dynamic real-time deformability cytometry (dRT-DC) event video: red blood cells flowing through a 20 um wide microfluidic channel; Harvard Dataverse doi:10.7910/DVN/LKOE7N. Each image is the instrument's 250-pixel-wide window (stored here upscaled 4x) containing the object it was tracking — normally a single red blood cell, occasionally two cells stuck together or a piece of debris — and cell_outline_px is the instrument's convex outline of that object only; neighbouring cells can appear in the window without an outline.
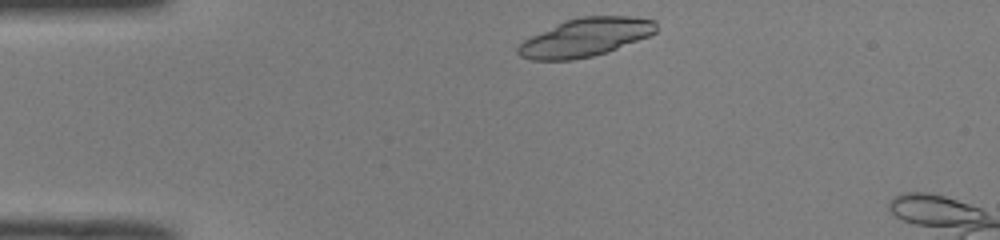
{"species": "common noctule bat (a hibernating species)", "species_latin": "Nyctalus noctula", "temperature_condition": "room temperature", "stored_images_in_passage": 36, "camera_frame_rate_fps": 3000, "um_per_image_px": 0.085, "animal": {"sex": "male", "body_mass_g": 19.0, "forearm_length_mm": 50.8}, "frame": {"image": 1, "passage_image": 1, "time_ms": 0.0, "image_size_px": [1000, 240], "cell_outline_px": [[656, 32], [648, 36], [616, 48], [592, 56], [572, 60], [532, 60], [520, 56], [516, 52], [516, 48], [524, 40], [564, 20], [580, 16], [632, 16], [656, 20]], "centroid_in_image_um": [49.74, 3.17], "position_along_channel_um": 35.3, "area_um2": 30.58}}